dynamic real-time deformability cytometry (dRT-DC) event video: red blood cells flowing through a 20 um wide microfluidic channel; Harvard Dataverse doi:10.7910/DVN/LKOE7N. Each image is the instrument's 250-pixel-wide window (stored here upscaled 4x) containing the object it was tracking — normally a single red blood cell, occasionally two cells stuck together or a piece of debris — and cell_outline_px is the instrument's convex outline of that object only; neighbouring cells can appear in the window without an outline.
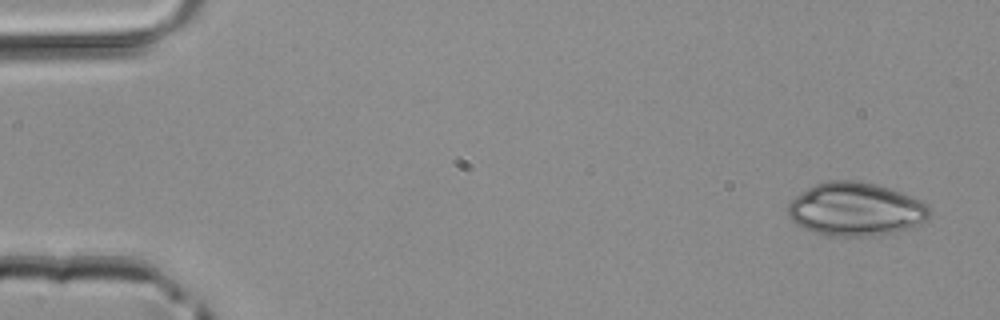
{"species": "common noctule bat (a hibernating species)", "species_latin": "Nyctalus noctula", "temperature_condition": "room temperature", "stored_images_in_passage": 3, "camera_frame_rate_fps": 3000, "um_per_image_px": 0.085, "animal": {"sex": "male", "body_mass_g": 20.4}, "frame": {"image": 1, "passage_image": 1, "time_ms": 0.0, "image_size_px": [1000, 320], "cell_outline_px": [[932, 212], [924, 224], [912, 228], [876, 236], [828, 236], [804, 228], [796, 224], [788, 216], [788, 204], [796, 196], [808, 188], [816, 184], [828, 180], [860, 180], [876, 184], [900, 192], [920, 200], [928, 204], [932, 208]], "centroid_in_image_um": [72.79, 17.79], "position_along_channel_um": 12.2, "area_um2": 44.45}}